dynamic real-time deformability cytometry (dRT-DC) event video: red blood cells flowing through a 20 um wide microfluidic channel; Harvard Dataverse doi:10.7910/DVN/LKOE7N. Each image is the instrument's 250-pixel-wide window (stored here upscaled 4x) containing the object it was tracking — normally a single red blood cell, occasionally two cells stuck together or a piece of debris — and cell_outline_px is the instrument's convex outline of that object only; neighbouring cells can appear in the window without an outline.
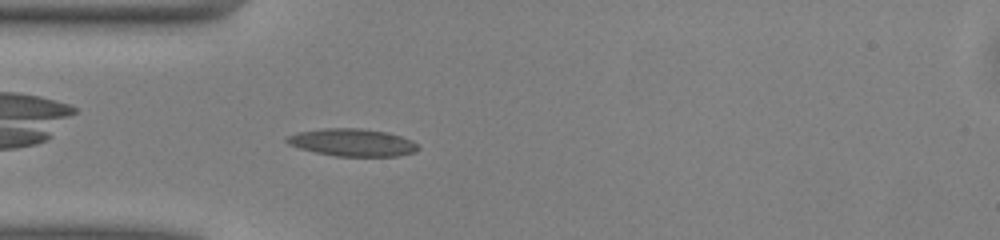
{"species": "common noctule bat (a hibernating species)", "species_latin": "Nyctalus noctula", "temperature_condition": "warm", "stored_images_in_passage": 40, "camera_frame_rate_fps": 3000, "um_per_image_px": 0.085, "animal": {"sex": "male", "body_mass_g": 13.0, "forearm_length_mm": 53.1}, "frame": {"image": 1, "passage_image": 4, "time_ms": 1.0, "image_size_px": [1000, 240], "cell_outline_px": [[420, 148], [416, 152], [396, 156], [336, 156], [316, 152], [300, 148], [288, 144], [284, 140], [288, 136], [296, 132], [324, 128], [360, 128], [384, 132], [400, 136], [412, 140]], "centroid_in_image_um": [29.94, 12.11], "position_along_channel_um": 55.1, "area_um2": 20.92}}
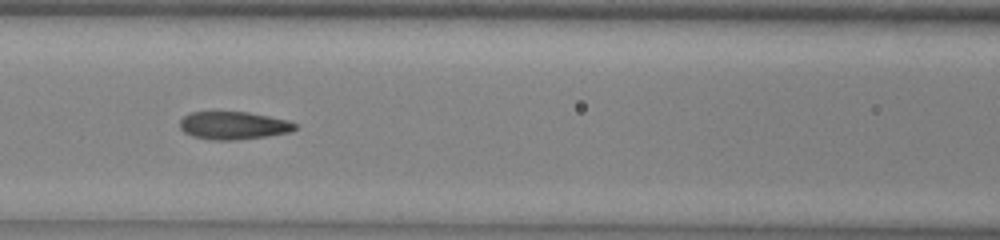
{"frame": {"image": 2, "passage_image": 11, "time_ms": 3.333, "image_size_px": [1000, 240], "cell_outline_px": [[296, 128], [288, 132], [264, 136], [236, 140], [212, 140], [192, 136], [184, 132], [180, 128], [180, 120], [184, 116], [192, 112], [248, 112], [288, 120], [296, 124]], "centroid_in_image_um": [19.81, 10.66], "position_along_channel_um": 146.8, "area_um2": 18.5}}
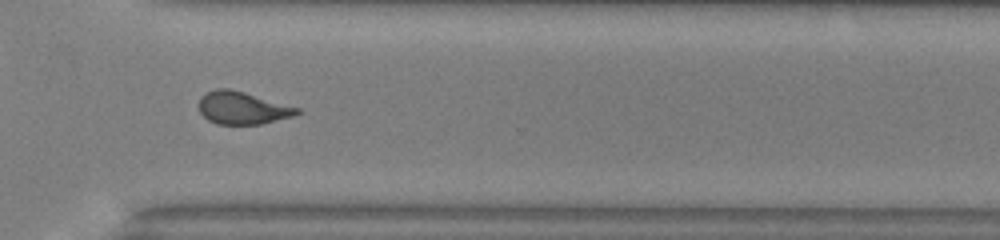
{"frame": {"image": 3, "passage_image": 26, "time_ms": 8.333, "image_size_px": [1000, 240], "cell_outline_px": [[300, 112], [292, 116], [260, 124], [216, 124], [208, 120], [200, 112], [196, 104], [200, 96], [216, 88], [228, 88], [244, 92], [300, 108]], "centroid_in_image_um": [20.54, 9.17], "position_along_channel_um": 350.1, "area_um2": 18.61}, "authors_computed_cell_mechanics": {"area_um2": 19.2763, "velocity_mm_per_s": 4.0665, "shape_relaxation_time_tau1_ms": 4.038, "shape_relaxation_time_tau2_ms": 1.4374, "deformation_change_tau1": 0.1674, "deformation_change_tau2": 0.0906}}